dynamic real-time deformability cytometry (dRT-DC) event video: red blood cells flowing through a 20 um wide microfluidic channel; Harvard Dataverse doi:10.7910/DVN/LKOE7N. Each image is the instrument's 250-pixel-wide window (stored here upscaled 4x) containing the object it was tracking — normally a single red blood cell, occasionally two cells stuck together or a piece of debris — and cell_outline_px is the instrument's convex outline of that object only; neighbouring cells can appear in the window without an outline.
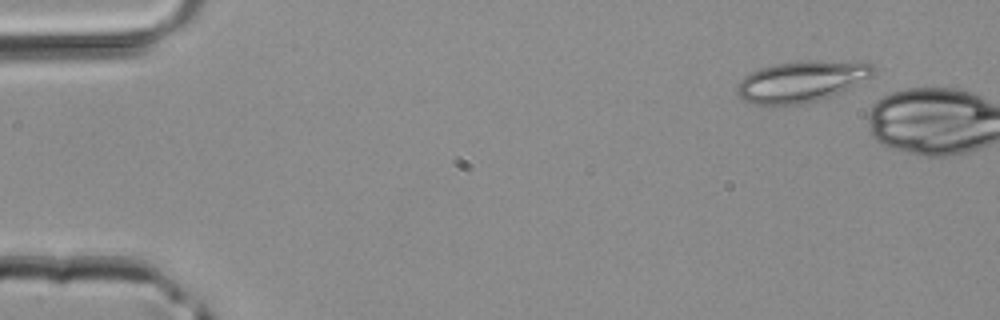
{"species": "common noctule bat (a hibernating species)", "species_latin": "Nyctalus noctula", "temperature_condition": "room temperature", "stored_images_in_passage": 2, "camera_frame_rate_fps": 3000, "um_per_image_px": 0.085, "animal": {"sex": "male", "body_mass_g": 20.4}, "frame": {"image": 1, "passage_image": 1, "time_ms": 0.0, "image_size_px": [1000, 320], "cell_outline_px": [[876, 72], [872, 76], [840, 92], [820, 100], [808, 104], [776, 108], [772, 108], [748, 104], [736, 92], [736, 84], [744, 76], [760, 68], [776, 64], [800, 60], [868, 60], [876, 68]], "centroid_in_image_um": [68.13, 6.94], "position_along_channel_um": 16.9, "area_um2": 34.28}}